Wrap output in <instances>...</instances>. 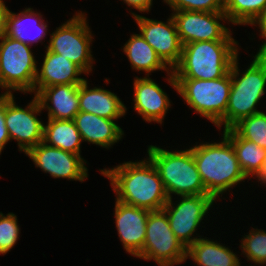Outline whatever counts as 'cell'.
<instances>
[{"mask_svg":"<svg viewBox=\"0 0 266 266\" xmlns=\"http://www.w3.org/2000/svg\"><path fill=\"white\" fill-rule=\"evenodd\" d=\"M111 181L116 199L150 211L162 210L168 201L163 182L152 161L124 162L111 169H101Z\"/></svg>","mask_w":266,"mask_h":266,"instance_id":"obj_1","label":"cell"},{"mask_svg":"<svg viewBox=\"0 0 266 266\" xmlns=\"http://www.w3.org/2000/svg\"><path fill=\"white\" fill-rule=\"evenodd\" d=\"M219 143H201L191 147L204 187L215 200L228 189L244 181L235 150L223 134Z\"/></svg>","mask_w":266,"mask_h":266,"instance_id":"obj_2","label":"cell"},{"mask_svg":"<svg viewBox=\"0 0 266 266\" xmlns=\"http://www.w3.org/2000/svg\"><path fill=\"white\" fill-rule=\"evenodd\" d=\"M237 41H199L183 45L175 78L213 80L224 77L238 56Z\"/></svg>","mask_w":266,"mask_h":266,"instance_id":"obj_3","label":"cell"},{"mask_svg":"<svg viewBox=\"0 0 266 266\" xmlns=\"http://www.w3.org/2000/svg\"><path fill=\"white\" fill-rule=\"evenodd\" d=\"M250 66L239 77L238 56L230 68L231 88L225 116L215 125L224 130L232 128L240 120L259 113L255 107L263 97L266 87V58L253 56Z\"/></svg>","mask_w":266,"mask_h":266,"instance_id":"obj_4","label":"cell"},{"mask_svg":"<svg viewBox=\"0 0 266 266\" xmlns=\"http://www.w3.org/2000/svg\"><path fill=\"white\" fill-rule=\"evenodd\" d=\"M147 153L159 173L168 198L172 197L171 194L178 196L208 194L191 148L173 152L150 145Z\"/></svg>","mask_w":266,"mask_h":266,"instance_id":"obj_5","label":"cell"},{"mask_svg":"<svg viewBox=\"0 0 266 266\" xmlns=\"http://www.w3.org/2000/svg\"><path fill=\"white\" fill-rule=\"evenodd\" d=\"M167 74L168 83L200 116L214 125L225 116L231 88L230 71L224 77L213 80L175 78L172 70Z\"/></svg>","mask_w":266,"mask_h":266,"instance_id":"obj_6","label":"cell"},{"mask_svg":"<svg viewBox=\"0 0 266 266\" xmlns=\"http://www.w3.org/2000/svg\"><path fill=\"white\" fill-rule=\"evenodd\" d=\"M0 88L6 89L5 94L12 91H34L37 62L31 46L20 40L0 35Z\"/></svg>","mask_w":266,"mask_h":266,"instance_id":"obj_7","label":"cell"},{"mask_svg":"<svg viewBox=\"0 0 266 266\" xmlns=\"http://www.w3.org/2000/svg\"><path fill=\"white\" fill-rule=\"evenodd\" d=\"M85 13L76 14L62 24L51 35L47 49L55 54H60L76 64L84 73L92 71L93 56L90 44L92 33L87 24Z\"/></svg>","mask_w":266,"mask_h":266,"instance_id":"obj_8","label":"cell"},{"mask_svg":"<svg viewBox=\"0 0 266 266\" xmlns=\"http://www.w3.org/2000/svg\"><path fill=\"white\" fill-rule=\"evenodd\" d=\"M138 258L153 259L159 266H174L187 259V248L171 230L163 209L149 212L146 237Z\"/></svg>","mask_w":266,"mask_h":266,"instance_id":"obj_9","label":"cell"},{"mask_svg":"<svg viewBox=\"0 0 266 266\" xmlns=\"http://www.w3.org/2000/svg\"><path fill=\"white\" fill-rule=\"evenodd\" d=\"M41 111L36 96L23 109L16 105L13 94H5V124L10 140L18 142L19 151L26 153L43 141L44 123L36 116Z\"/></svg>","mask_w":266,"mask_h":266,"instance_id":"obj_10","label":"cell"},{"mask_svg":"<svg viewBox=\"0 0 266 266\" xmlns=\"http://www.w3.org/2000/svg\"><path fill=\"white\" fill-rule=\"evenodd\" d=\"M180 197L182 199L175 206L172 204V197L168 198L163 210L167 214L171 230L188 248L199 239L192 237V235L216 200L209 194Z\"/></svg>","mask_w":266,"mask_h":266,"instance_id":"obj_11","label":"cell"},{"mask_svg":"<svg viewBox=\"0 0 266 266\" xmlns=\"http://www.w3.org/2000/svg\"><path fill=\"white\" fill-rule=\"evenodd\" d=\"M182 45L199 41H235L230 29L219 21H228L224 12L174 11L171 13Z\"/></svg>","mask_w":266,"mask_h":266,"instance_id":"obj_12","label":"cell"},{"mask_svg":"<svg viewBox=\"0 0 266 266\" xmlns=\"http://www.w3.org/2000/svg\"><path fill=\"white\" fill-rule=\"evenodd\" d=\"M132 17L140 29L141 36L155 50L162 62L173 70L180 62L183 47L173 16L171 15L166 23L135 13H132Z\"/></svg>","mask_w":266,"mask_h":266,"instance_id":"obj_13","label":"cell"},{"mask_svg":"<svg viewBox=\"0 0 266 266\" xmlns=\"http://www.w3.org/2000/svg\"><path fill=\"white\" fill-rule=\"evenodd\" d=\"M36 167L49 173L53 178H66L83 182L88 177V169L81 155L61 150L43 141L26 153Z\"/></svg>","mask_w":266,"mask_h":266,"instance_id":"obj_14","label":"cell"},{"mask_svg":"<svg viewBox=\"0 0 266 266\" xmlns=\"http://www.w3.org/2000/svg\"><path fill=\"white\" fill-rule=\"evenodd\" d=\"M114 212L116 229L124 249L138 257L144 245L150 210L116 200Z\"/></svg>","mask_w":266,"mask_h":266,"instance_id":"obj_15","label":"cell"},{"mask_svg":"<svg viewBox=\"0 0 266 266\" xmlns=\"http://www.w3.org/2000/svg\"><path fill=\"white\" fill-rule=\"evenodd\" d=\"M134 109L144 121L162 124L171 102L167 94L149 76L134 79Z\"/></svg>","mask_w":266,"mask_h":266,"instance_id":"obj_16","label":"cell"},{"mask_svg":"<svg viewBox=\"0 0 266 266\" xmlns=\"http://www.w3.org/2000/svg\"><path fill=\"white\" fill-rule=\"evenodd\" d=\"M79 86L80 84L49 86L41 88L34 96L42 110H48V119L74 120L80 111Z\"/></svg>","mask_w":266,"mask_h":266,"instance_id":"obj_17","label":"cell"},{"mask_svg":"<svg viewBox=\"0 0 266 266\" xmlns=\"http://www.w3.org/2000/svg\"><path fill=\"white\" fill-rule=\"evenodd\" d=\"M82 73L72 61L46 49L42 67L36 72L33 92L54 85L81 84L85 79L78 76Z\"/></svg>","mask_w":266,"mask_h":266,"instance_id":"obj_18","label":"cell"},{"mask_svg":"<svg viewBox=\"0 0 266 266\" xmlns=\"http://www.w3.org/2000/svg\"><path fill=\"white\" fill-rule=\"evenodd\" d=\"M79 110L116 121L127 108L115 93L100 87L89 89L85 79L79 86Z\"/></svg>","mask_w":266,"mask_h":266,"instance_id":"obj_19","label":"cell"},{"mask_svg":"<svg viewBox=\"0 0 266 266\" xmlns=\"http://www.w3.org/2000/svg\"><path fill=\"white\" fill-rule=\"evenodd\" d=\"M82 141L108 148L121 140L123 130L114 122L92 113L79 111L74 117Z\"/></svg>","mask_w":266,"mask_h":266,"instance_id":"obj_20","label":"cell"},{"mask_svg":"<svg viewBox=\"0 0 266 266\" xmlns=\"http://www.w3.org/2000/svg\"><path fill=\"white\" fill-rule=\"evenodd\" d=\"M32 10L33 8H25V10L16 14L8 9L4 34L20 40L29 46L39 42V40L41 42L47 34L46 30H48V25L43 20L41 14L35 13ZM32 30L35 33H31Z\"/></svg>","mask_w":266,"mask_h":266,"instance_id":"obj_21","label":"cell"},{"mask_svg":"<svg viewBox=\"0 0 266 266\" xmlns=\"http://www.w3.org/2000/svg\"><path fill=\"white\" fill-rule=\"evenodd\" d=\"M198 266H241L239 257L228 247L200 237L187 248V258Z\"/></svg>","mask_w":266,"mask_h":266,"instance_id":"obj_22","label":"cell"},{"mask_svg":"<svg viewBox=\"0 0 266 266\" xmlns=\"http://www.w3.org/2000/svg\"><path fill=\"white\" fill-rule=\"evenodd\" d=\"M223 133L229 138L235 150L239 166L248 178L258 177L262 174L265 159V149L256 143L241 138L232 128L224 130Z\"/></svg>","mask_w":266,"mask_h":266,"instance_id":"obj_23","label":"cell"},{"mask_svg":"<svg viewBox=\"0 0 266 266\" xmlns=\"http://www.w3.org/2000/svg\"><path fill=\"white\" fill-rule=\"evenodd\" d=\"M43 142L80 155V146L83 141L74 120L48 119L47 125L44 124Z\"/></svg>","mask_w":266,"mask_h":266,"instance_id":"obj_24","label":"cell"},{"mask_svg":"<svg viewBox=\"0 0 266 266\" xmlns=\"http://www.w3.org/2000/svg\"><path fill=\"white\" fill-rule=\"evenodd\" d=\"M123 52L128 57L132 69L144 71L147 76L156 70H165L167 73L171 71L141 34H132L125 43Z\"/></svg>","mask_w":266,"mask_h":266,"instance_id":"obj_25","label":"cell"},{"mask_svg":"<svg viewBox=\"0 0 266 266\" xmlns=\"http://www.w3.org/2000/svg\"><path fill=\"white\" fill-rule=\"evenodd\" d=\"M266 11V0H224V13L232 24L252 25Z\"/></svg>","mask_w":266,"mask_h":266,"instance_id":"obj_26","label":"cell"},{"mask_svg":"<svg viewBox=\"0 0 266 266\" xmlns=\"http://www.w3.org/2000/svg\"><path fill=\"white\" fill-rule=\"evenodd\" d=\"M232 129L244 139L266 149V113L259 112L240 120Z\"/></svg>","mask_w":266,"mask_h":266,"instance_id":"obj_27","label":"cell"},{"mask_svg":"<svg viewBox=\"0 0 266 266\" xmlns=\"http://www.w3.org/2000/svg\"><path fill=\"white\" fill-rule=\"evenodd\" d=\"M241 240L240 246L248 261L266 264V231L252 228Z\"/></svg>","mask_w":266,"mask_h":266,"instance_id":"obj_28","label":"cell"},{"mask_svg":"<svg viewBox=\"0 0 266 266\" xmlns=\"http://www.w3.org/2000/svg\"><path fill=\"white\" fill-rule=\"evenodd\" d=\"M17 221L15 214L5 216L0 212V254L5 255L16 244L20 233Z\"/></svg>","mask_w":266,"mask_h":266,"instance_id":"obj_29","label":"cell"},{"mask_svg":"<svg viewBox=\"0 0 266 266\" xmlns=\"http://www.w3.org/2000/svg\"><path fill=\"white\" fill-rule=\"evenodd\" d=\"M172 11L224 12V0H163Z\"/></svg>","mask_w":266,"mask_h":266,"instance_id":"obj_30","label":"cell"},{"mask_svg":"<svg viewBox=\"0 0 266 266\" xmlns=\"http://www.w3.org/2000/svg\"><path fill=\"white\" fill-rule=\"evenodd\" d=\"M10 141L8 129L5 124V93L0 95V153Z\"/></svg>","mask_w":266,"mask_h":266,"instance_id":"obj_31","label":"cell"},{"mask_svg":"<svg viewBox=\"0 0 266 266\" xmlns=\"http://www.w3.org/2000/svg\"><path fill=\"white\" fill-rule=\"evenodd\" d=\"M258 24L260 36L265 38L264 43L260 46L258 53L255 55L259 58H266V11L253 23Z\"/></svg>","mask_w":266,"mask_h":266,"instance_id":"obj_32","label":"cell"},{"mask_svg":"<svg viewBox=\"0 0 266 266\" xmlns=\"http://www.w3.org/2000/svg\"><path fill=\"white\" fill-rule=\"evenodd\" d=\"M153 0H123L128 6L140 12H148L151 9Z\"/></svg>","mask_w":266,"mask_h":266,"instance_id":"obj_33","label":"cell"},{"mask_svg":"<svg viewBox=\"0 0 266 266\" xmlns=\"http://www.w3.org/2000/svg\"><path fill=\"white\" fill-rule=\"evenodd\" d=\"M8 7L5 6L4 1L0 0V35L5 32L6 14Z\"/></svg>","mask_w":266,"mask_h":266,"instance_id":"obj_34","label":"cell"},{"mask_svg":"<svg viewBox=\"0 0 266 266\" xmlns=\"http://www.w3.org/2000/svg\"><path fill=\"white\" fill-rule=\"evenodd\" d=\"M258 180L261 182L260 184L264 183L266 184V149H265V159H264V167L262 174L258 177Z\"/></svg>","mask_w":266,"mask_h":266,"instance_id":"obj_35","label":"cell"}]
</instances>
